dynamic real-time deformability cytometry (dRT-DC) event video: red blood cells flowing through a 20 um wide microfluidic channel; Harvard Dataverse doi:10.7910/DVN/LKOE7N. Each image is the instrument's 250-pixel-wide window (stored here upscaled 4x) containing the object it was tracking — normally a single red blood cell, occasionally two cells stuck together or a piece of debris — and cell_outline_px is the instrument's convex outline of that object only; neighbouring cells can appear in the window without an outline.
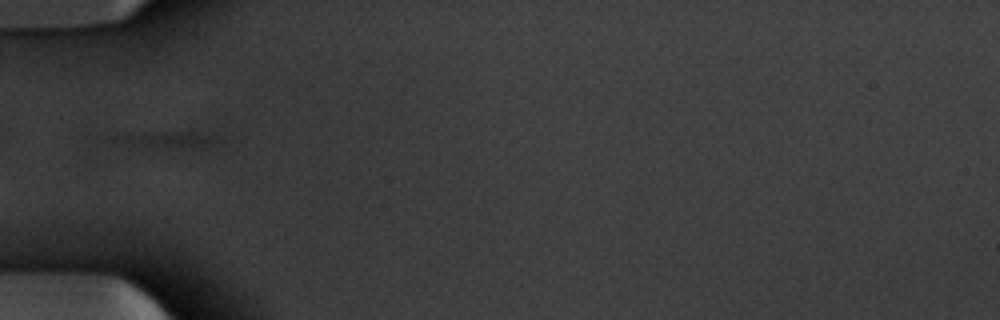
{"species": "common noctule bat (a hibernating species)", "species_latin": "Nyctalus noctula", "temperature_condition": "warm", "stored_images_in_passage": 14, "camera_frame_rate_fps": 3000, "um_per_image_px": 0.085, "animal": {"sex": "male", "body_mass_g": 20.1, "forearm_length_mm": 53.5}, "frame": {"image": 1, "passage_image": 1, "time_ms": 0.0, "image_size_px": [1000, 320], "cell_outline_px": [[224, 144], [208, 148], [180, 148], [116, 144], [100, 140], [100, 136], [148, 132], [208, 132], [220, 136], [224, 140]], "centroid_in_image_um": [14.21, 11.87], "position_along_channel_um": 70.8, "area_um2": 11.44}}
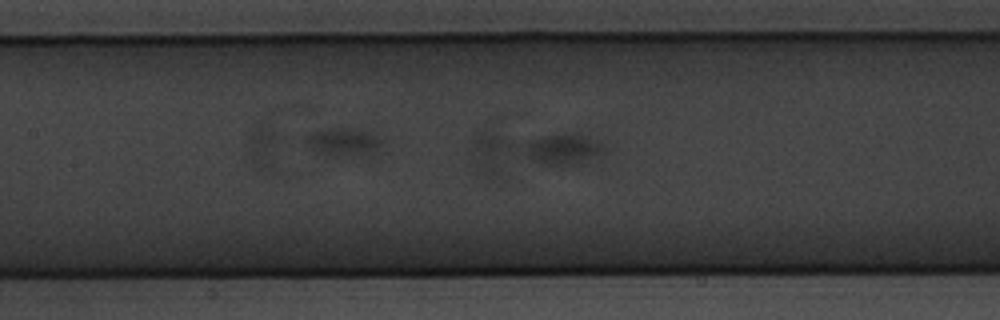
{"frame": {"image": 2, "passage_image": 8, "time_ms": 2.333, "image_size_px": [1000, 320], "cell_outline_px": [[608, 152], [576, 164], [544, 164], [528, 156], [524, 144], [532, 140], [544, 136], [564, 132], [572, 132], [600, 140], [604, 144]], "centroid_in_image_um": [47.99, 12.63], "position_along_channel_um": 159.4, "area_um2": 14.22}}
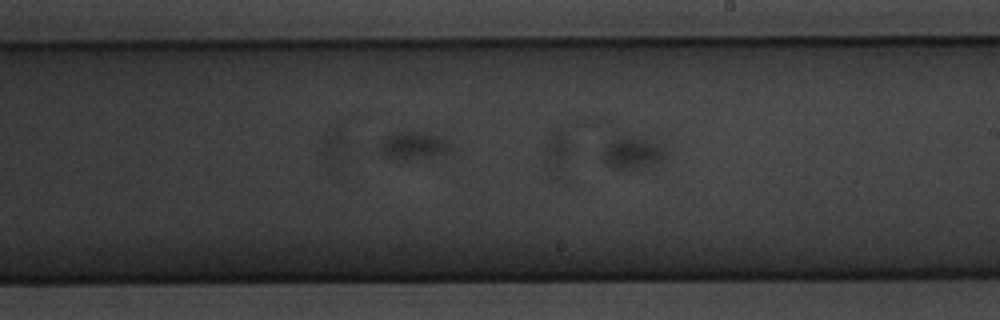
{"frame": {"image": 3, "passage_image": 14, "time_ms": 4.333, "image_size_px": [1000, 320], "cell_outline_px": [[668, 152], [660, 160], [640, 168], [620, 168], [604, 164], [600, 160], [600, 156], [604, 144], [616, 136], [632, 136], [656, 144], [664, 148]], "centroid_in_image_um": [53.62, 12.97], "position_along_channel_um": 235.4, "area_um2": 11.62}}